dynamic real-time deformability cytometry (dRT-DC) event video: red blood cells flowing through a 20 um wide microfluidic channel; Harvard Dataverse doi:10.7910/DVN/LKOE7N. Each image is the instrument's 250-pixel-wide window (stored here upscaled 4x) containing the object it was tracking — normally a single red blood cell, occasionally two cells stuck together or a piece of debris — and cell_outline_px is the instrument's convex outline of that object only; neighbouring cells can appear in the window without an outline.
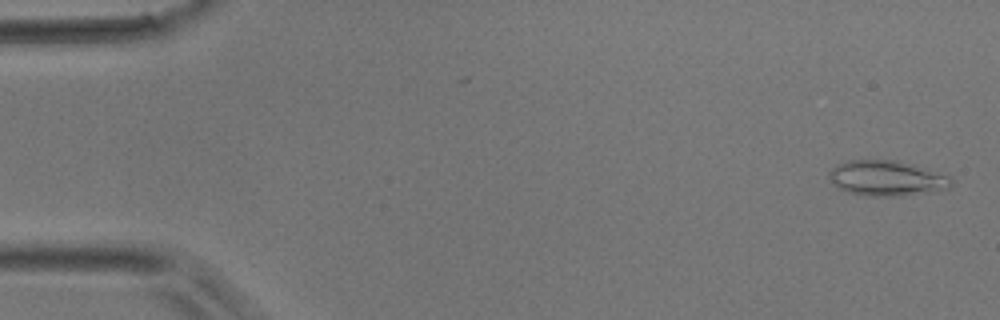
{"species": "common noctule bat (a hibernating species)", "species_latin": "Nyctalus noctula", "temperature_condition": "room temperature", "stored_images_in_passage": 47, "camera_frame_rate_fps": 3000, "um_per_image_px": 0.085, "animal": {"sex": "male", "body_mass_g": 17.9}, "frame": {"image": 1, "passage_image": 2, "time_ms": 0.333, "image_size_px": [1000, 320], "cell_outline_px": [[952, 184], [948, 188], [900, 196], [868, 196], [852, 192], [840, 188], [828, 176], [828, 172], [832, 168], [848, 160], [896, 160], [912, 164], [952, 176]], "centroid_in_image_um": [75.41, 15.13], "position_along_channel_um": 9.6, "area_um2": 24.74}}
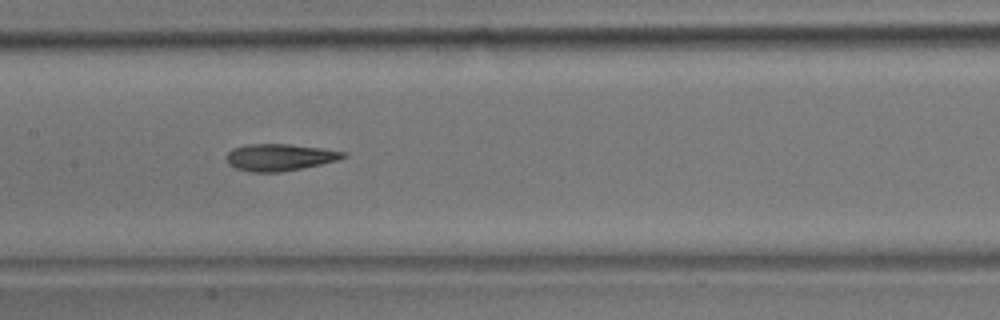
{"frame": {"image": 2, "passage_image": 23, "time_ms": 7.333, "image_size_px": [1000, 320], "cell_outline_px": [[348, 156], [336, 160], [320, 164], [280, 172], [252, 172], [236, 168], [228, 164], [228, 152], [232, 148], [244, 144], [288, 144], [324, 148], [348, 152]], "centroid_in_image_um": [23.79, 13.35], "position_along_channel_um": 183.6, "area_um2": 18.26}}
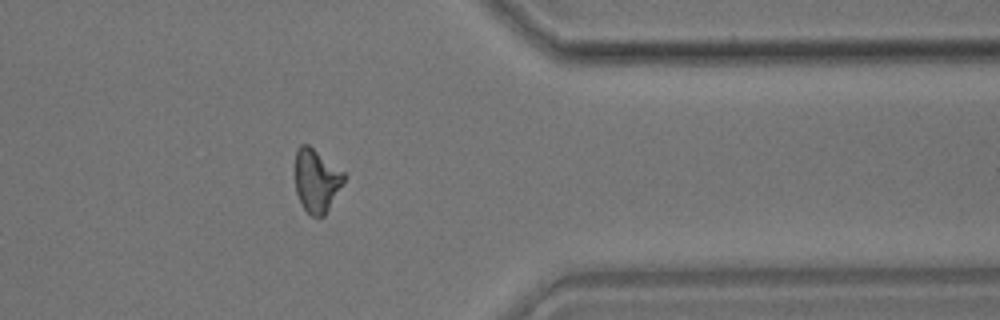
{"frame": {"image": 3, "passage_image": 38, "time_ms": 12.333, "image_size_px": [1000, 320], "cell_outline_px": [[344, 180], [324, 216], [312, 216], [304, 208], [296, 192], [296, 152], [300, 144], [308, 144], [344, 172]], "centroid_in_image_um": [26.89, 15.33], "position_along_channel_um": 384.5, "area_um2": 17.46}}